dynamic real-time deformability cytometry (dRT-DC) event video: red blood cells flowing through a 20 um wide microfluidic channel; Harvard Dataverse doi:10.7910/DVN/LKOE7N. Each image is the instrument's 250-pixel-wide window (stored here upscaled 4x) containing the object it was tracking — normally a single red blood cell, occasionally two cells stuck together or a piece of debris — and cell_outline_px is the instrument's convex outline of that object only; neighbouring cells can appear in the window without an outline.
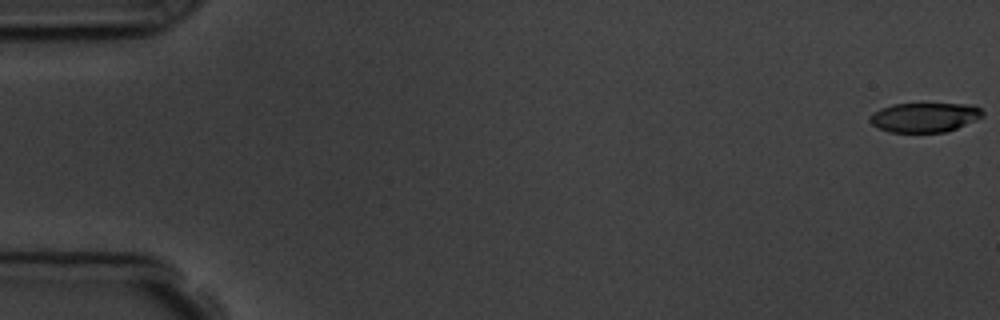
{"species": "common noctule bat (a hibernating species)", "species_latin": "Nyctalus noctula", "temperature_condition": "room temperature", "stored_images_in_passage": 7, "camera_frame_rate_fps": 3000, "um_per_image_px": 0.085, "animal": {"sex": "male", "body_mass_g": 19.5, "forearm_length_mm": 54.6}, "frame": {"image": 1, "passage_image": 1, "time_ms": 0.0, "image_size_px": [1000, 320], "cell_outline_px": [[984, 116], [956, 128], [944, 132], [888, 132], [872, 124], [868, 120], [868, 116], [880, 108], [892, 104], [972, 104], [980, 108], [984, 112]], "centroid_in_image_um": [78.57, 9.97], "position_along_channel_um": 6.4, "area_um2": 19.36}}
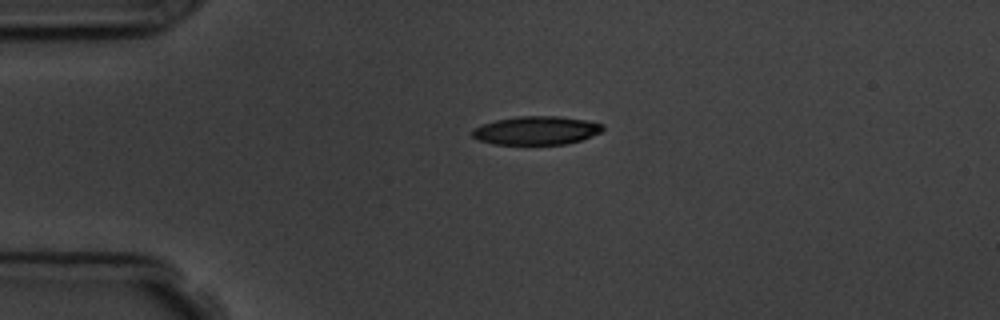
{"frame": {"image": 2, "passage_image": 5, "time_ms": 4.333, "image_size_px": [1000, 320], "cell_outline_px": [[604, 128], [600, 132], [592, 136], [580, 140], [564, 144], [496, 144], [480, 140], [472, 136], [472, 128], [496, 120], [516, 116], [560, 116], [584, 120], [604, 124]], "centroid_in_image_um": [45.59, 11.08], "position_along_channel_um": 39.4, "area_um2": 21.5}}